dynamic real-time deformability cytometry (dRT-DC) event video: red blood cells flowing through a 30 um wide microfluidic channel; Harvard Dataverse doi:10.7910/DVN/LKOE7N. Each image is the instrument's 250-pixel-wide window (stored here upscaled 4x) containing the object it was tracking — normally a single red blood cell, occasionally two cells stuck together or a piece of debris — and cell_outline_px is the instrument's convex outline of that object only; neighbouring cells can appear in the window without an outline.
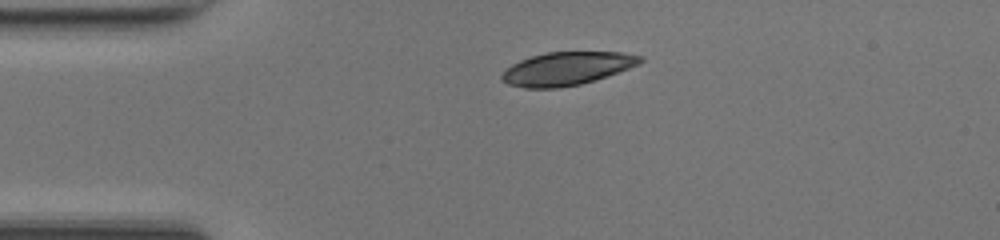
{"species": "common noctule bat (a hibernating species)", "species_latin": "Nyctalus noctula", "temperature_condition": "room temperature", "stored_images_in_passage": 39, "camera_frame_rate_fps": 3000, "um_per_image_px": 0.085, "animal": {"sex": "female", "body_mass_g": 17.0, "forearm_length_mm": 48.0}, "frame": {"image": 1, "passage_image": 1, "time_ms": 0.0, "image_size_px": [1000, 240], "cell_outline_px": [[644, 60], [640, 64], [580, 84], [556, 88], [524, 88], [508, 84], [500, 80], [500, 76], [512, 64], [520, 60], [532, 56], [548, 52], [624, 52], [644, 56]], "centroid_in_image_um": [48.17, 5.82], "position_along_channel_um": 36.8, "area_um2": 26.53}}
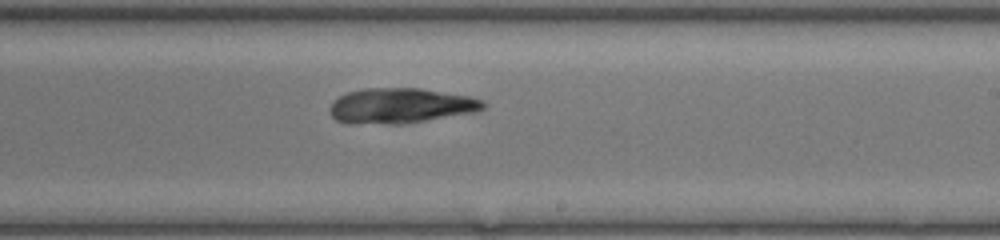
{"frame": {"image": 2, "passage_image": 19, "time_ms": 6.0, "image_size_px": [1000, 240], "cell_outline_px": [[484, 108], [476, 112], [404, 124], [348, 124], [336, 120], [332, 116], [328, 108], [340, 96], [348, 92], [364, 88], [420, 88], [468, 96], [484, 100]], "centroid_in_image_um": [34.04, 9.0], "position_along_channel_um": 255.0, "area_um2": 31.62}}
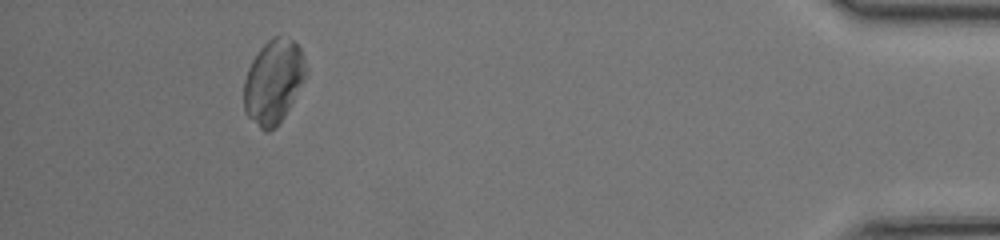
{"frame": {"image": 3, "passage_image": 35, "time_ms": 11.333, "image_size_px": [1000, 240], "cell_outline_px": [[308, 72], [284, 116], [268, 132], [264, 132], [244, 112], [244, 80], [248, 68], [252, 60], [260, 48], [272, 36], [280, 36], [292, 40], [300, 48], [304, 56]], "centroid_in_image_um": [23.24, 6.91], "position_along_channel_um": 412.0, "area_um2": 30.06}}